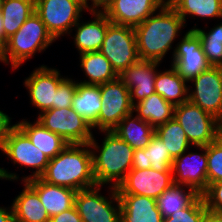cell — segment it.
I'll return each mask as SVG.
<instances>
[{
  "label": "cell",
  "mask_w": 222,
  "mask_h": 222,
  "mask_svg": "<svg viewBox=\"0 0 222 222\" xmlns=\"http://www.w3.org/2000/svg\"><path fill=\"white\" fill-rule=\"evenodd\" d=\"M90 1L92 2V4L89 5V10L103 11L114 0H90ZM99 7H101V8L99 9Z\"/></svg>",
  "instance_id": "44"
},
{
  "label": "cell",
  "mask_w": 222,
  "mask_h": 222,
  "mask_svg": "<svg viewBox=\"0 0 222 222\" xmlns=\"http://www.w3.org/2000/svg\"><path fill=\"white\" fill-rule=\"evenodd\" d=\"M102 132L105 137L101 146L94 136L88 143L92 152L94 179L97 185L110 183L109 186L118 187L132 169L134 149L113 131Z\"/></svg>",
  "instance_id": "3"
},
{
  "label": "cell",
  "mask_w": 222,
  "mask_h": 222,
  "mask_svg": "<svg viewBox=\"0 0 222 222\" xmlns=\"http://www.w3.org/2000/svg\"><path fill=\"white\" fill-rule=\"evenodd\" d=\"M174 119L192 146H207L222 135V122L189 100L175 106Z\"/></svg>",
  "instance_id": "5"
},
{
  "label": "cell",
  "mask_w": 222,
  "mask_h": 222,
  "mask_svg": "<svg viewBox=\"0 0 222 222\" xmlns=\"http://www.w3.org/2000/svg\"><path fill=\"white\" fill-rule=\"evenodd\" d=\"M2 3H3V0H0V13H1V8H2Z\"/></svg>",
  "instance_id": "49"
},
{
  "label": "cell",
  "mask_w": 222,
  "mask_h": 222,
  "mask_svg": "<svg viewBox=\"0 0 222 222\" xmlns=\"http://www.w3.org/2000/svg\"><path fill=\"white\" fill-rule=\"evenodd\" d=\"M155 134L165 144L173 159L192 148L186 133L174 118L155 128Z\"/></svg>",
  "instance_id": "32"
},
{
  "label": "cell",
  "mask_w": 222,
  "mask_h": 222,
  "mask_svg": "<svg viewBox=\"0 0 222 222\" xmlns=\"http://www.w3.org/2000/svg\"><path fill=\"white\" fill-rule=\"evenodd\" d=\"M160 8L156 0H114L102 12L112 23L134 28Z\"/></svg>",
  "instance_id": "18"
},
{
  "label": "cell",
  "mask_w": 222,
  "mask_h": 222,
  "mask_svg": "<svg viewBox=\"0 0 222 222\" xmlns=\"http://www.w3.org/2000/svg\"><path fill=\"white\" fill-rule=\"evenodd\" d=\"M77 82L66 77L58 86L55 94V108H71Z\"/></svg>",
  "instance_id": "36"
},
{
  "label": "cell",
  "mask_w": 222,
  "mask_h": 222,
  "mask_svg": "<svg viewBox=\"0 0 222 222\" xmlns=\"http://www.w3.org/2000/svg\"><path fill=\"white\" fill-rule=\"evenodd\" d=\"M201 195L207 209L222 212V181L211 183Z\"/></svg>",
  "instance_id": "37"
},
{
  "label": "cell",
  "mask_w": 222,
  "mask_h": 222,
  "mask_svg": "<svg viewBox=\"0 0 222 222\" xmlns=\"http://www.w3.org/2000/svg\"><path fill=\"white\" fill-rule=\"evenodd\" d=\"M196 26L197 25L190 30H194L200 38H211V40L222 41V23L217 26L215 25V27L211 28L209 32H206L201 28H197Z\"/></svg>",
  "instance_id": "41"
},
{
  "label": "cell",
  "mask_w": 222,
  "mask_h": 222,
  "mask_svg": "<svg viewBox=\"0 0 222 222\" xmlns=\"http://www.w3.org/2000/svg\"><path fill=\"white\" fill-rule=\"evenodd\" d=\"M65 78L58 69L49 68L43 64L24 80V85L29 91L30 102L40 110L39 114L55 108V94L59 84Z\"/></svg>",
  "instance_id": "16"
},
{
  "label": "cell",
  "mask_w": 222,
  "mask_h": 222,
  "mask_svg": "<svg viewBox=\"0 0 222 222\" xmlns=\"http://www.w3.org/2000/svg\"><path fill=\"white\" fill-rule=\"evenodd\" d=\"M50 222H83L75 206L50 218Z\"/></svg>",
  "instance_id": "40"
},
{
  "label": "cell",
  "mask_w": 222,
  "mask_h": 222,
  "mask_svg": "<svg viewBox=\"0 0 222 222\" xmlns=\"http://www.w3.org/2000/svg\"><path fill=\"white\" fill-rule=\"evenodd\" d=\"M56 40L48 32L40 16L33 12L19 30L3 44L0 62L16 70L36 52H42Z\"/></svg>",
  "instance_id": "4"
},
{
  "label": "cell",
  "mask_w": 222,
  "mask_h": 222,
  "mask_svg": "<svg viewBox=\"0 0 222 222\" xmlns=\"http://www.w3.org/2000/svg\"><path fill=\"white\" fill-rule=\"evenodd\" d=\"M161 7H172L176 0H156Z\"/></svg>",
  "instance_id": "47"
},
{
  "label": "cell",
  "mask_w": 222,
  "mask_h": 222,
  "mask_svg": "<svg viewBox=\"0 0 222 222\" xmlns=\"http://www.w3.org/2000/svg\"><path fill=\"white\" fill-rule=\"evenodd\" d=\"M172 163L173 158L165 144L154 134L146 148L134 150L132 169L152 168L156 171H172Z\"/></svg>",
  "instance_id": "23"
},
{
  "label": "cell",
  "mask_w": 222,
  "mask_h": 222,
  "mask_svg": "<svg viewBox=\"0 0 222 222\" xmlns=\"http://www.w3.org/2000/svg\"><path fill=\"white\" fill-rule=\"evenodd\" d=\"M37 121L46 129L60 135L68 144L89 143L92 127L72 108H53L39 114Z\"/></svg>",
  "instance_id": "9"
},
{
  "label": "cell",
  "mask_w": 222,
  "mask_h": 222,
  "mask_svg": "<svg viewBox=\"0 0 222 222\" xmlns=\"http://www.w3.org/2000/svg\"><path fill=\"white\" fill-rule=\"evenodd\" d=\"M159 64L160 62L156 61L139 60L119 75L130 91L132 105L155 93V79Z\"/></svg>",
  "instance_id": "17"
},
{
  "label": "cell",
  "mask_w": 222,
  "mask_h": 222,
  "mask_svg": "<svg viewBox=\"0 0 222 222\" xmlns=\"http://www.w3.org/2000/svg\"><path fill=\"white\" fill-rule=\"evenodd\" d=\"M120 201V222H163L156 199L133 195L118 194Z\"/></svg>",
  "instance_id": "21"
},
{
  "label": "cell",
  "mask_w": 222,
  "mask_h": 222,
  "mask_svg": "<svg viewBox=\"0 0 222 222\" xmlns=\"http://www.w3.org/2000/svg\"><path fill=\"white\" fill-rule=\"evenodd\" d=\"M94 20L80 22L74 25L76 34L74 45L79 55L86 52L99 51L106 35L107 27L112 23L102 11H91Z\"/></svg>",
  "instance_id": "19"
},
{
  "label": "cell",
  "mask_w": 222,
  "mask_h": 222,
  "mask_svg": "<svg viewBox=\"0 0 222 222\" xmlns=\"http://www.w3.org/2000/svg\"><path fill=\"white\" fill-rule=\"evenodd\" d=\"M184 187H187L186 190ZM199 194L192 188L180 184H172L157 199V207L163 218L169 217L176 211L188 207Z\"/></svg>",
  "instance_id": "31"
},
{
  "label": "cell",
  "mask_w": 222,
  "mask_h": 222,
  "mask_svg": "<svg viewBox=\"0 0 222 222\" xmlns=\"http://www.w3.org/2000/svg\"><path fill=\"white\" fill-rule=\"evenodd\" d=\"M22 192L13 199L14 222H50L49 214L36 190L24 181Z\"/></svg>",
  "instance_id": "22"
},
{
  "label": "cell",
  "mask_w": 222,
  "mask_h": 222,
  "mask_svg": "<svg viewBox=\"0 0 222 222\" xmlns=\"http://www.w3.org/2000/svg\"><path fill=\"white\" fill-rule=\"evenodd\" d=\"M173 51L171 66L187 82L211 67L194 30H188Z\"/></svg>",
  "instance_id": "13"
},
{
  "label": "cell",
  "mask_w": 222,
  "mask_h": 222,
  "mask_svg": "<svg viewBox=\"0 0 222 222\" xmlns=\"http://www.w3.org/2000/svg\"><path fill=\"white\" fill-rule=\"evenodd\" d=\"M0 222H14L12 207H0Z\"/></svg>",
  "instance_id": "43"
},
{
  "label": "cell",
  "mask_w": 222,
  "mask_h": 222,
  "mask_svg": "<svg viewBox=\"0 0 222 222\" xmlns=\"http://www.w3.org/2000/svg\"><path fill=\"white\" fill-rule=\"evenodd\" d=\"M208 185L222 181V135L207 145Z\"/></svg>",
  "instance_id": "34"
},
{
  "label": "cell",
  "mask_w": 222,
  "mask_h": 222,
  "mask_svg": "<svg viewBox=\"0 0 222 222\" xmlns=\"http://www.w3.org/2000/svg\"><path fill=\"white\" fill-rule=\"evenodd\" d=\"M71 108L93 129H98V116L101 109L100 86L77 82Z\"/></svg>",
  "instance_id": "24"
},
{
  "label": "cell",
  "mask_w": 222,
  "mask_h": 222,
  "mask_svg": "<svg viewBox=\"0 0 222 222\" xmlns=\"http://www.w3.org/2000/svg\"><path fill=\"white\" fill-rule=\"evenodd\" d=\"M41 178L45 182L75 191L96 186L89 144H68L49 160Z\"/></svg>",
  "instance_id": "2"
},
{
  "label": "cell",
  "mask_w": 222,
  "mask_h": 222,
  "mask_svg": "<svg viewBox=\"0 0 222 222\" xmlns=\"http://www.w3.org/2000/svg\"><path fill=\"white\" fill-rule=\"evenodd\" d=\"M175 106L167 102L158 93L133 105V113L141 120L147 121L154 129L174 118Z\"/></svg>",
  "instance_id": "27"
},
{
  "label": "cell",
  "mask_w": 222,
  "mask_h": 222,
  "mask_svg": "<svg viewBox=\"0 0 222 222\" xmlns=\"http://www.w3.org/2000/svg\"><path fill=\"white\" fill-rule=\"evenodd\" d=\"M0 179H5V180H17L19 179V175L16 173L8 172L7 169L5 170L4 168L0 167Z\"/></svg>",
  "instance_id": "45"
},
{
  "label": "cell",
  "mask_w": 222,
  "mask_h": 222,
  "mask_svg": "<svg viewBox=\"0 0 222 222\" xmlns=\"http://www.w3.org/2000/svg\"><path fill=\"white\" fill-rule=\"evenodd\" d=\"M120 75L140 60L133 27L111 23L99 50Z\"/></svg>",
  "instance_id": "8"
},
{
  "label": "cell",
  "mask_w": 222,
  "mask_h": 222,
  "mask_svg": "<svg viewBox=\"0 0 222 222\" xmlns=\"http://www.w3.org/2000/svg\"><path fill=\"white\" fill-rule=\"evenodd\" d=\"M2 152L16 165L35 169L33 174L24 176L22 181L40 178L45 172L49 158L35 147L28 136L16 125L9 132Z\"/></svg>",
  "instance_id": "11"
},
{
  "label": "cell",
  "mask_w": 222,
  "mask_h": 222,
  "mask_svg": "<svg viewBox=\"0 0 222 222\" xmlns=\"http://www.w3.org/2000/svg\"><path fill=\"white\" fill-rule=\"evenodd\" d=\"M202 49L211 66L222 67V41L200 38Z\"/></svg>",
  "instance_id": "38"
},
{
  "label": "cell",
  "mask_w": 222,
  "mask_h": 222,
  "mask_svg": "<svg viewBox=\"0 0 222 222\" xmlns=\"http://www.w3.org/2000/svg\"><path fill=\"white\" fill-rule=\"evenodd\" d=\"M189 82L195 88L188 86V100L222 122V67L211 66Z\"/></svg>",
  "instance_id": "12"
},
{
  "label": "cell",
  "mask_w": 222,
  "mask_h": 222,
  "mask_svg": "<svg viewBox=\"0 0 222 222\" xmlns=\"http://www.w3.org/2000/svg\"><path fill=\"white\" fill-rule=\"evenodd\" d=\"M99 86L101 109L98 129L112 131L126 115L133 113L130 91L119 77Z\"/></svg>",
  "instance_id": "10"
},
{
  "label": "cell",
  "mask_w": 222,
  "mask_h": 222,
  "mask_svg": "<svg viewBox=\"0 0 222 222\" xmlns=\"http://www.w3.org/2000/svg\"><path fill=\"white\" fill-rule=\"evenodd\" d=\"M87 8H88V11H89V0H80Z\"/></svg>",
  "instance_id": "48"
},
{
  "label": "cell",
  "mask_w": 222,
  "mask_h": 222,
  "mask_svg": "<svg viewBox=\"0 0 222 222\" xmlns=\"http://www.w3.org/2000/svg\"><path fill=\"white\" fill-rule=\"evenodd\" d=\"M27 182L36 190L50 218L74 207L77 191L45 182L41 177Z\"/></svg>",
  "instance_id": "20"
},
{
  "label": "cell",
  "mask_w": 222,
  "mask_h": 222,
  "mask_svg": "<svg viewBox=\"0 0 222 222\" xmlns=\"http://www.w3.org/2000/svg\"><path fill=\"white\" fill-rule=\"evenodd\" d=\"M79 58L80 66L88 77V80L80 83L100 85L119 77L109 60L100 51L82 53Z\"/></svg>",
  "instance_id": "28"
},
{
  "label": "cell",
  "mask_w": 222,
  "mask_h": 222,
  "mask_svg": "<svg viewBox=\"0 0 222 222\" xmlns=\"http://www.w3.org/2000/svg\"><path fill=\"white\" fill-rule=\"evenodd\" d=\"M202 153L186 151L173 159V183L188 186L201 195L208 187L207 179V146H195Z\"/></svg>",
  "instance_id": "14"
},
{
  "label": "cell",
  "mask_w": 222,
  "mask_h": 222,
  "mask_svg": "<svg viewBox=\"0 0 222 222\" xmlns=\"http://www.w3.org/2000/svg\"><path fill=\"white\" fill-rule=\"evenodd\" d=\"M16 125L28 136L33 145L39 148L49 159L58 155L68 143L58 134L46 129L37 120L31 123L22 119Z\"/></svg>",
  "instance_id": "25"
},
{
  "label": "cell",
  "mask_w": 222,
  "mask_h": 222,
  "mask_svg": "<svg viewBox=\"0 0 222 222\" xmlns=\"http://www.w3.org/2000/svg\"><path fill=\"white\" fill-rule=\"evenodd\" d=\"M185 21L172 7H161L158 12L134 27L140 60L161 62Z\"/></svg>",
  "instance_id": "1"
},
{
  "label": "cell",
  "mask_w": 222,
  "mask_h": 222,
  "mask_svg": "<svg viewBox=\"0 0 222 222\" xmlns=\"http://www.w3.org/2000/svg\"><path fill=\"white\" fill-rule=\"evenodd\" d=\"M206 210L203 197L199 195L188 207L163 218V222H203Z\"/></svg>",
  "instance_id": "35"
},
{
  "label": "cell",
  "mask_w": 222,
  "mask_h": 222,
  "mask_svg": "<svg viewBox=\"0 0 222 222\" xmlns=\"http://www.w3.org/2000/svg\"><path fill=\"white\" fill-rule=\"evenodd\" d=\"M203 222H222V212L207 209Z\"/></svg>",
  "instance_id": "42"
},
{
  "label": "cell",
  "mask_w": 222,
  "mask_h": 222,
  "mask_svg": "<svg viewBox=\"0 0 222 222\" xmlns=\"http://www.w3.org/2000/svg\"><path fill=\"white\" fill-rule=\"evenodd\" d=\"M132 115H126L112 131L134 150L144 149L155 134V129L147 121Z\"/></svg>",
  "instance_id": "26"
},
{
  "label": "cell",
  "mask_w": 222,
  "mask_h": 222,
  "mask_svg": "<svg viewBox=\"0 0 222 222\" xmlns=\"http://www.w3.org/2000/svg\"><path fill=\"white\" fill-rule=\"evenodd\" d=\"M88 8L80 0H35V12L57 40L72 32L74 25Z\"/></svg>",
  "instance_id": "7"
},
{
  "label": "cell",
  "mask_w": 222,
  "mask_h": 222,
  "mask_svg": "<svg viewBox=\"0 0 222 222\" xmlns=\"http://www.w3.org/2000/svg\"><path fill=\"white\" fill-rule=\"evenodd\" d=\"M14 125L11 126V118L3 111L0 110V150H3L5 141L9 132L12 130Z\"/></svg>",
  "instance_id": "39"
},
{
  "label": "cell",
  "mask_w": 222,
  "mask_h": 222,
  "mask_svg": "<svg viewBox=\"0 0 222 222\" xmlns=\"http://www.w3.org/2000/svg\"><path fill=\"white\" fill-rule=\"evenodd\" d=\"M33 12H35V0H3L1 15L5 42L19 30Z\"/></svg>",
  "instance_id": "30"
},
{
  "label": "cell",
  "mask_w": 222,
  "mask_h": 222,
  "mask_svg": "<svg viewBox=\"0 0 222 222\" xmlns=\"http://www.w3.org/2000/svg\"><path fill=\"white\" fill-rule=\"evenodd\" d=\"M172 8L185 22L187 15L204 19H222V0H176Z\"/></svg>",
  "instance_id": "33"
},
{
  "label": "cell",
  "mask_w": 222,
  "mask_h": 222,
  "mask_svg": "<svg viewBox=\"0 0 222 222\" xmlns=\"http://www.w3.org/2000/svg\"><path fill=\"white\" fill-rule=\"evenodd\" d=\"M173 184L172 171L131 169L116 187L118 194H133L157 199Z\"/></svg>",
  "instance_id": "15"
},
{
  "label": "cell",
  "mask_w": 222,
  "mask_h": 222,
  "mask_svg": "<svg viewBox=\"0 0 222 222\" xmlns=\"http://www.w3.org/2000/svg\"><path fill=\"white\" fill-rule=\"evenodd\" d=\"M177 70L172 66L169 70L158 71L155 79V92L174 106L188 101V86Z\"/></svg>",
  "instance_id": "29"
},
{
  "label": "cell",
  "mask_w": 222,
  "mask_h": 222,
  "mask_svg": "<svg viewBox=\"0 0 222 222\" xmlns=\"http://www.w3.org/2000/svg\"><path fill=\"white\" fill-rule=\"evenodd\" d=\"M109 189V200L101 195V185L76 192L74 206L83 222H120L118 192L116 187L110 186Z\"/></svg>",
  "instance_id": "6"
},
{
  "label": "cell",
  "mask_w": 222,
  "mask_h": 222,
  "mask_svg": "<svg viewBox=\"0 0 222 222\" xmlns=\"http://www.w3.org/2000/svg\"><path fill=\"white\" fill-rule=\"evenodd\" d=\"M5 43V33H4V26H3V18L0 13V57L3 51V44Z\"/></svg>",
  "instance_id": "46"
}]
</instances>
